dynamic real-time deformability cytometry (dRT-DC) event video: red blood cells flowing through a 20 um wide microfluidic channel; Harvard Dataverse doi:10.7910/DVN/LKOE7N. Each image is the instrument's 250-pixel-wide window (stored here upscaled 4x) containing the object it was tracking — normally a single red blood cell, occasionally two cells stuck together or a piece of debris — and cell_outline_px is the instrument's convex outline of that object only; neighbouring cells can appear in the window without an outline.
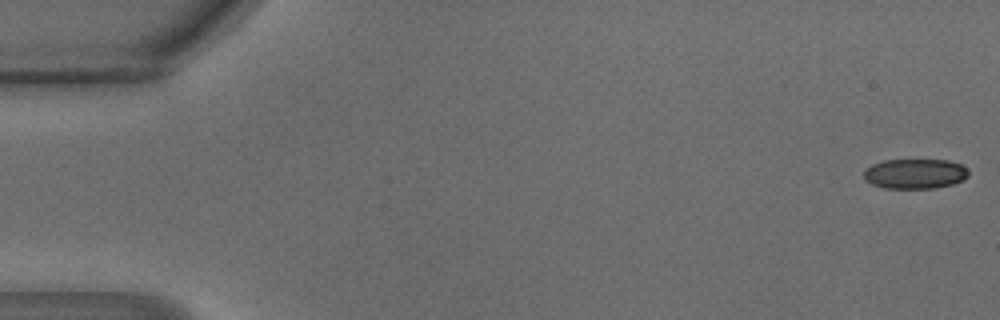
{"species": "common noctule bat (a hibernating species)", "species_latin": "Nyctalus noctula", "temperature_condition": "warm", "stored_images_in_passage": 14, "camera_frame_rate_fps": 3000, "um_per_image_px": 0.085, "animal": {"sex": "male", "body_mass_g": 18.8}, "frame": {"image": 1, "passage_image": 1, "time_ms": 0.0, "image_size_px": [1000, 320], "cell_outline_px": [[964, 176], [956, 180], [944, 184], [880, 184], [900, 160], [932, 160], [956, 164], [964, 168]], "centroid_in_image_um": [78.52, 14.68], "position_along_channel_um": 6.5, "area_um2": 11.62}}
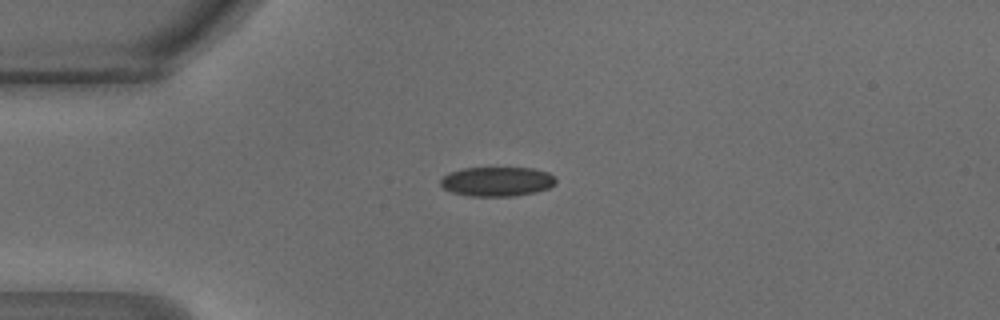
{"frame": {"image": 2, "passage_image": 12, "time_ms": 3.667, "image_size_px": [1000, 320], "cell_outline_px": [[552, 180], [548, 184], [536, 188], [516, 192], [472, 192], [448, 184], [444, 180], [452, 176], [464, 172], [532, 172]], "centroid_in_image_um": [42.29, 15.43], "position_along_channel_um": 42.7, "area_um2": 12.43}}